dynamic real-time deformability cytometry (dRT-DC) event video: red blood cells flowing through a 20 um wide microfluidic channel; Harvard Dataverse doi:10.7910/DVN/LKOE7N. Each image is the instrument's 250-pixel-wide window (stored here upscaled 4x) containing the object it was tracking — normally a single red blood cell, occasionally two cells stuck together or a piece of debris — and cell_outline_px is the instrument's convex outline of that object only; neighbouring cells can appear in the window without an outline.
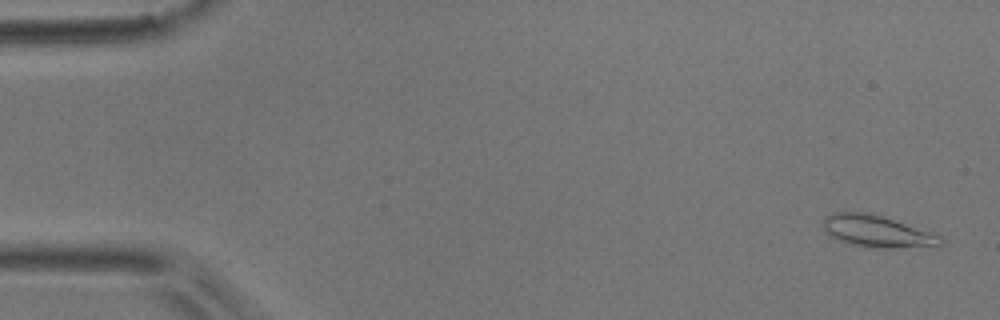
{"species": "common noctule bat (a hibernating species)", "species_latin": "Nyctalus noctula", "temperature_condition": "room temperature", "stored_images_in_passage": 44, "camera_frame_rate_fps": 3000, "um_per_image_px": 0.085, "animal": {"sex": "male", "body_mass_g": 17.9}, "frame": {"image": 1, "passage_image": 1, "time_ms": 0.0, "image_size_px": [1000, 320], "cell_outline_px": [[944, 240], [940, 244], [892, 248], [868, 248], [848, 244], [832, 236], [824, 228], [824, 216], [832, 212], [868, 212], [884, 216], [940, 236]], "centroid_in_image_um": [74.48, 19.65], "position_along_channel_um": 10.5, "area_um2": 21.44}}
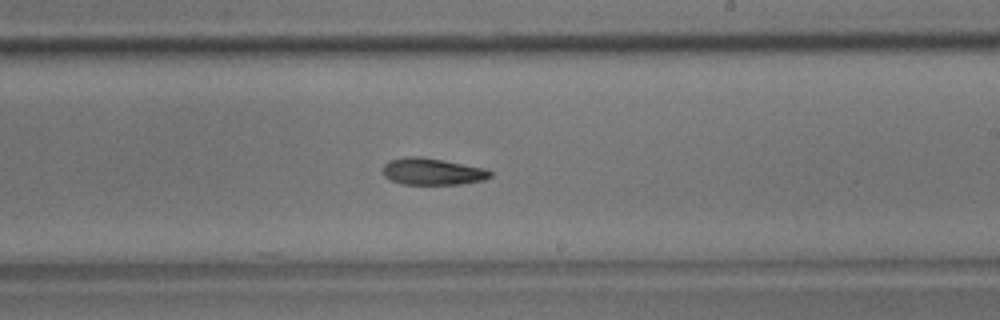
{"frame": {"image": 2, "passage_image": 29, "time_ms": 9.333, "image_size_px": [1000, 320], "cell_outline_px": [[492, 176], [484, 180], [460, 184], [404, 184], [392, 180], [384, 176], [384, 164], [388, 160], [408, 156], [420, 156], [444, 160], [484, 168], [492, 172]], "centroid_in_image_um": [36.76, 14.57], "position_along_channel_um": 252.2, "area_um2": 16.7}}
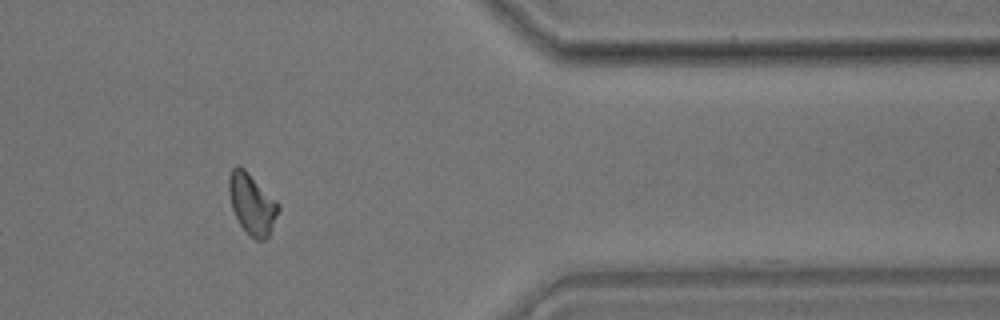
{"frame": {"image": 3, "passage_image": 41, "time_ms": 13.333, "image_size_px": [1000, 320], "cell_outline_px": [[280, 208], [268, 236], [264, 240], [256, 240], [240, 224], [232, 208], [228, 192], [228, 176], [232, 168], [236, 164], [244, 168], [280, 204]], "centroid_in_image_um": [21.4, 17.29], "position_along_channel_um": 390.0, "area_um2": 17.34}, "authors_computed_cell_mechanics": {"area_um2": 17.3689, "velocity_mm_per_s": 3.9621, "shape_relaxation_time_tau1_ms": 5.7795, "shape_relaxation_time_tau2_ms": null, "deformation_change_tau1": 0.1394, "deformation_change_tau2": null}}